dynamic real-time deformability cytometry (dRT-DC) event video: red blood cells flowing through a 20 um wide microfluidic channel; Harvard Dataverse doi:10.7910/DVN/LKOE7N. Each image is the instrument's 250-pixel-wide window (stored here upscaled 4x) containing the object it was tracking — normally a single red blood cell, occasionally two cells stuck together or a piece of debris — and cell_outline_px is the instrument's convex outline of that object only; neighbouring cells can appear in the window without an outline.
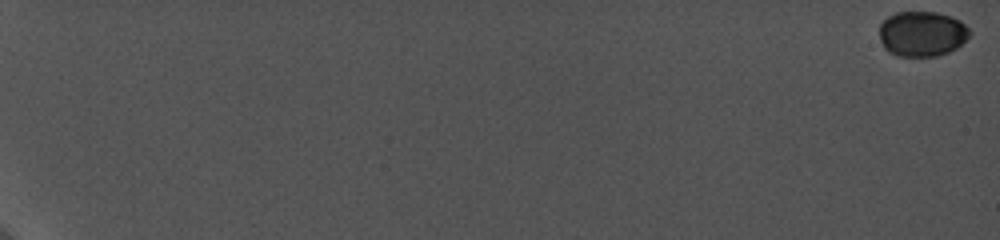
{"species": "common noctule bat (a hibernating species)", "species_latin": "Nyctalus noctula", "temperature_condition": "cold", "stored_images_in_passage": 19, "camera_frame_rate_fps": 5000, "um_per_image_px": 0.085, "animal": {"sex": "female", "body_mass_g": 19.0, "forearm_length_mm": 56.7}, "frame": {"image": 1, "passage_image": 1, "time_ms": 0.0, "image_size_px": [1000, 240], "cell_outline_px": [[972, 32], [956, 48], [948, 52], [936, 56], [896, 56], [888, 52], [884, 48], [880, 40], [880, 24], [888, 16], [896, 12], [936, 12], [952, 16], [960, 20]], "centroid_in_image_um": [78.35, 2.87], "position_along_channel_um": 6.6, "area_um2": 23.87}}
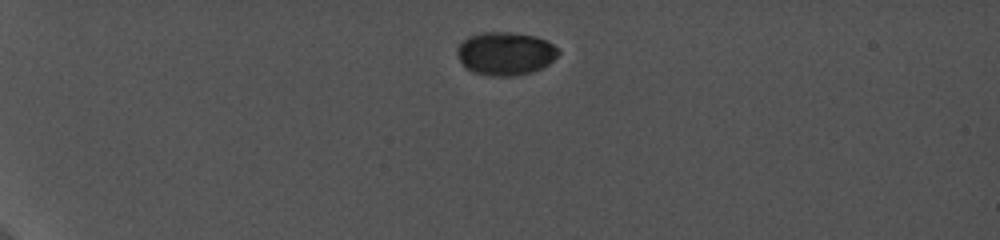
{"frame": {"image": 2, "passage_image": 16, "time_ms": 6.0, "image_size_px": [1000, 240], "cell_outline_px": [[560, 52], [548, 64], [532, 72], [512, 76], [488, 76], [472, 72], [464, 68], [456, 52], [456, 48], [464, 40], [480, 32], [512, 32], [536, 36], [548, 40]], "centroid_in_image_um": [42.94, 4.55], "position_along_channel_um": 42.1, "area_um2": 25.55}}